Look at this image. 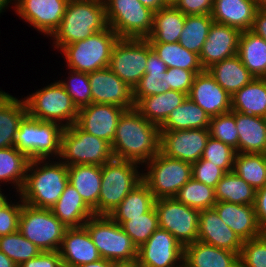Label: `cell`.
Wrapping results in <instances>:
<instances>
[{
	"mask_svg": "<svg viewBox=\"0 0 266 267\" xmlns=\"http://www.w3.org/2000/svg\"><path fill=\"white\" fill-rule=\"evenodd\" d=\"M160 127L134 108L120 116L116 136L111 144L115 159L129 160L143 166L160 152Z\"/></svg>",
	"mask_w": 266,
	"mask_h": 267,
	"instance_id": "cell-1",
	"label": "cell"
},
{
	"mask_svg": "<svg viewBox=\"0 0 266 267\" xmlns=\"http://www.w3.org/2000/svg\"><path fill=\"white\" fill-rule=\"evenodd\" d=\"M68 182V166L59 158L31 160L19 195L30 206L51 209Z\"/></svg>",
	"mask_w": 266,
	"mask_h": 267,
	"instance_id": "cell-2",
	"label": "cell"
},
{
	"mask_svg": "<svg viewBox=\"0 0 266 267\" xmlns=\"http://www.w3.org/2000/svg\"><path fill=\"white\" fill-rule=\"evenodd\" d=\"M107 27L104 0H69L59 28L50 37L53 49L59 51Z\"/></svg>",
	"mask_w": 266,
	"mask_h": 267,
	"instance_id": "cell-3",
	"label": "cell"
},
{
	"mask_svg": "<svg viewBox=\"0 0 266 267\" xmlns=\"http://www.w3.org/2000/svg\"><path fill=\"white\" fill-rule=\"evenodd\" d=\"M139 163L113 158L101 166L97 216H109L129 192L142 181ZM140 169V170H139Z\"/></svg>",
	"mask_w": 266,
	"mask_h": 267,
	"instance_id": "cell-4",
	"label": "cell"
},
{
	"mask_svg": "<svg viewBox=\"0 0 266 267\" xmlns=\"http://www.w3.org/2000/svg\"><path fill=\"white\" fill-rule=\"evenodd\" d=\"M63 127L26 114L19 123L14 146L30 160L58 159Z\"/></svg>",
	"mask_w": 266,
	"mask_h": 267,
	"instance_id": "cell-5",
	"label": "cell"
},
{
	"mask_svg": "<svg viewBox=\"0 0 266 267\" xmlns=\"http://www.w3.org/2000/svg\"><path fill=\"white\" fill-rule=\"evenodd\" d=\"M119 37L109 26L84 40L63 46L60 53L65 56L68 69L90 73L109 67L111 52Z\"/></svg>",
	"mask_w": 266,
	"mask_h": 267,
	"instance_id": "cell-6",
	"label": "cell"
},
{
	"mask_svg": "<svg viewBox=\"0 0 266 267\" xmlns=\"http://www.w3.org/2000/svg\"><path fill=\"white\" fill-rule=\"evenodd\" d=\"M111 144L82 130L76 123L63 128L59 159L72 165L103 166L113 159Z\"/></svg>",
	"mask_w": 266,
	"mask_h": 267,
	"instance_id": "cell-7",
	"label": "cell"
},
{
	"mask_svg": "<svg viewBox=\"0 0 266 267\" xmlns=\"http://www.w3.org/2000/svg\"><path fill=\"white\" fill-rule=\"evenodd\" d=\"M23 99L27 114L33 118L56 122L63 128L77 121L78 109L58 80L32 92Z\"/></svg>",
	"mask_w": 266,
	"mask_h": 267,
	"instance_id": "cell-8",
	"label": "cell"
},
{
	"mask_svg": "<svg viewBox=\"0 0 266 267\" xmlns=\"http://www.w3.org/2000/svg\"><path fill=\"white\" fill-rule=\"evenodd\" d=\"M143 166L142 180L155 199L175 197L192 178L191 163L168 157L161 151Z\"/></svg>",
	"mask_w": 266,
	"mask_h": 267,
	"instance_id": "cell-9",
	"label": "cell"
},
{
	"mask_svg": "<svg viewBox=\"0 0 266 267\" xmlns=\"http://www.w3.org/2000/svg\"><path fill=\"white\" fill-rule=\"evenodd\" d=\"M101 258L112 262L137 260L138 248L122 226L109 216H93L84 224Z\"/></svg>",
	"mask_w": 266,
	"mask_h": 267,
	"instance_id": "cell-10",
	"label": "cell"
},
{
	"mask_svg": "<svg viewBox=\"0 0 266 267\" xmlns=\"http://www.w3.org/2000/svg\"><path fill=\"white\" fill-rule=\"evenodd\" d=\"M66 230L51 209L36 208L23 202L18 231L42 251H58Z\"/></svg>",
	"mask_w": 266,
	"mask_h": 267,
	"instance_id": "cell-11",
	"label": "cell"
},
{
	"mask_svg": "<svg viewBox=\"0 0 266 267\" xmlns=\"http://www.w3.org/2000/svg\"><path fill=\"white\" fill-rule=\"evenodd\" d=\"M107 24L119 38L146 39L154 12L139 0H104Z\"/></svg>",
	"mask_w": 266,
	"mask_h": 267,
	"instance_id": "cell-12",
	"label": "cell"
},
{
	"mask_svg": "<svg viewBox=\"0 0 266 267\" xmlns=\"http://www.w3.org/2000/svg\"><path fill=\"white\" fill-rule=\"evenodd\" d=\"M159 228L170 232L183 246L198 240L200 211L179 202L175 197L155 200Z\"/></svg>",
	"mask_w": 266,
	"mask_h": 267,
	"instance_id": "cell-13",
	"label": "cell"
},
{
	"mask_svg": "<svg viewBox=\"0 0 266 267\" xmlns=\"http://www.w3.org/2000/svg\"><path fill=\"white\" fill-rule=\"evenodd\" d=\"M147 59V39L119 38L113 46L109 68L134 89L145 74Z\"/></svg>",
	"mask_w": 266,
	"mask_h": 267,
	"instance_id": "cell-14",
	"label": "cell"
},
{
	"mask_svg": "<svg viewBox=\"0 0 266 267\" xmlns=\"http://www.w3.org/2000/svg\"><path fill=\"white\" fill-rule=\"evenodd\" d=\"M184 246L167 230L156 231L138 248L141 267H182Z\"/></svg>",
	"mask_w": 266,
	"mask_h": 267,
	"instance_id": "cell-15",
	"label": "cell"
},
{
	"mask_svg": "<svg viewBox=\"0 0 266 267\" xmlns=\"http://www.w3.org/2000/svg\"><path fill=\"white\" fill-rule=\"evenodd\" d=\"M68 3L69 0H14V11L30 27L51 37L59 28Z\"/></svg>",
	"mask_w": 266,
	"mask_h": 267,
	"instance_id": "cell-16",
	"label": "cell"
},
{
	"mask_svg": "<svg viewBox=\"0 0 266 267\" xmlns=\"http://www.w3.org/2000/svg\"><path fill=\"white\" fill-rule=\"evenodd\" d=\"M209 137V129L161 131L160 151L192 164L202 157Z\"/></svg>",
	"mask_w": 266,
	"mask_h": 267,
	"instance_id": "cell-17",
	"label": "cell"
},
{
	"mask_svg": "<svg viewBox=\"0 0 266 267\" xmlns=\"http://www.w3.org/2000/svg\"><path fill=\"white\" fill-rule=\"evenodd\" d=\"M91 86V103L113 104L133 109V89L117 77L109 68H102L88 73Z\"/></svg>",
	"mask_w": 266,
	"mask_h": 267,
	"instance_id": "cell-18",
	"label": "cell"
},
{
	"mask_svg": "<svg viewBox=\"0 0 266 267\" xmlns=\"http://www.w3.org/2000/svg\"><path fill=\"white\" fill-rule=\"evenodd\" d=\"M124 108L113 104L91 103L78 109L76 124L87 133L112 144Z\"/></svg>",
	"mask_w": 266,
	"mask_h": 267,
	"instance_id": "cell-19",
	"label": "cell"
},
{
	"mask_svg": "<svg viewBox=\"0 0 266 267\" xmlns=\"http://www.w3.org/2000/svg\"><path fill=\"white\" fill-rule=\"evenodd\" d=\"M188 97L210 118L231 111V96L207 70L196 74Z\"/></svg>",
	"mask_w": 266,
	"mask_h": 267,
	"instance_id": "cell-20",
	"label": "cell"
},
{
	"mask_svg": "<svg viewBox=\"0 0 266 267\" xmlns=\"http://www.w3.org/2000/svg\"><path fill=\"white\" fill-rule=\"evenodd\" d=\"M241 32L228 25L213 22L199 54L204 70L237 54Z\"/></svg>",
	"mask_w": 266,
	"mask_h": 267,
	"instance_id": "cell-21",
	"label": "cell"
},
{
	"mask_svg": "<svg viewBox=\"0 0 266 267\" xmlns=\"http://www.w3.org/2000/svg\"><path fill=\"white\" fill-rule=\"evenodd\" d=\"M58 252L63 267H78L101 259L85 226L67 228Z\"/></svg>",
	"mask_w": 266,
	"mask_h": 267,
	"instance_id": "cell-22",
	"label": "cell"
},
{
	"mask_svg": "<svg viewBox=\"0 0 266 267\" xmlns=\"http://www.w3.org/2000/svg\"><path fill=\"white\" fill-rule=\"evenodd\" d=\"M198 241L239 254L243 245V241L223 222L214 208L199 213Z\"/></svg>",
	"mask_w": 266,
	"mask_h": 267,
	"instance_id": "cell-23",
	"label": "cell"
},
{
	"mask_svg": "<svg viewBox=\"0 0 266 267\" xmlns=\"http://www.w3.org/2000/svg\"><path fill=\"white\" fill-rule=\"evenodd\" d=\"M213 208L242 241L261 236L254 205L217 202Z\"/></svg>",
	"mask_w": 266,
	"mask_h": 267,
	"instance_id": "cell-24",
	"label": "cell"
},
{
	"mask_svg": "<svg viewBox=\"0 0 266 267\" xmlns=\"http://www.w3.org/2000/svg\"><path fill=\"white\" fill-rule=\"evenodd\" d=\"M257 9L256 0H214L211 17L244 32L251 29Z\"/></svg>",
	"mask_w": 266,
	"mask_h": 267,
	"instance_id": "cell-25",
	"label": "cell"
},
{
	"mask_svg": "<svg viewBox=\"0 0 266 267\" xmlns=\"http://www.w3.org/2000/svg\"><path fill=\"white\" fill-rule=\"evenodd\" d=\"M187 267H240L239 253L196 241L184 246Z\"/></svg>",
	"mask_w": 266,
	"mask_h": 267,
	"instance_id": "cell-26",
	"label": "cell"
},
{
	"mask_svg": "<svg viewBox=\"0 0 266 267\" xmlns=\"http://www.w3.org/2000/svg\"><path fill=\"white\" fill-rule=\"evenodd\" d=\"M51 210L66 228L84 226L87 220L94 216V211L69 182Z\"/></svg>",
	"mask_w": 266,
	"mask_h": 267,
	"instance_id": "cell-27",
	"label": "cell"
},
{
	"mask_svg": "<svg viewBox=\"0 0 266 267\" xmlns=\"http://www.w3.org/2000/svg\"><path fill=\"white\" fill-rule=\"evenodd\" d=\"M238 153L266 154V118L235 111Z\"/></svg>",
	"mask_w": 266,
	"mask_h": 267,
	"instance_id": "cell-28",
	"label": "cell"
},
{
	"mask_svg": "<svg viewBox=\"0 0 266 267\" xmlns=\"http://www.w3.org/2000/svg\"><path fill=\"white\" fill-rule=\"evenodd\" d=\"M186 15L175 6L167 5L154 12L149 43H177L184 27Z\"/></svg>",
	"mask_w": 266,
	"mask_h": 267,
	"instance_id": "cell-29",
	"label": "cell"
},
{
	"mask_svg": "<svg viewBox=\"0 0 266 267\" xmlns=\"http://www.w3.org/2000/svg\"><path fill=\"white\" fill-rule=\"evenodd\" d=\"M69 183L77 190L84 202L97 216L98 197L101 188V166L72 165L68 167Z\"/></svg>",
	"mask_w": 266,
	"mask_h": 267,
	"instance_id": "cell-30",
	"label": "cell"
},
{
	"mask_svg": "<svg viewBox=\"0 0 266 267\" xmlns=\"http://www.w3.org/2000/svg\"><path fill=\"white\" fill-rule=\"evenodd\" d=\"M187 97L188 94L169 90L162 94L140 98L135 103L134 109L148 121L160 126Z\"/></svg>",
	"mask_w": 266,
	"mask_h": 267,
	"instance_id": "cell-31",
	"label": "cell"
},
{
	"mask_svg": "<svg viewBox=\"0 0 266 267\" xmlns=\"http://www.w3.org/2000/svg\"><path fill=\"white\" fill-rule=\"evenodd\" d=\"M206 70L230 96L254 79L237 54L211 65Z\"/></svg>",
	"mask_w": 266,
	"mask_h": 267,
	"instance_id": "cell-32",
	"label": "cell"
},
{
	"mask_svg": "<svg viewBox=\"0 0 266 267\" xmlns=\"http://www.w3.org/2000/svg\"><path fill=\"white\" fill-rule=\"evenodd\" d=\"M21 99L8 92L0 96V149L14 146L19 123L27 114L25 101Z\"/></svg>",
	"mask_w": 266,
	"mask_h": 267,
	"instance_id": "cell-33",
	"label": "cell"
},
{
	"mask_svg": "<svg viewBox=\"0 0 266 267\" xmlns=\"http://www.w3.org/2000/svg\"><path fill=\"white\" fill-rule=\"evenodd\" d=\"M231 110L266 118V78H254L231 96Z\"/></svg>",
	"mask_w": 266,
	"mask_h": 267,
	"instance_id": "cell-34",
	"label": "cell"
},
{
	"mask_svg": "<svg viewBox=\"0 0 266 267\" xmlns=\"http://www.w3.org/2000/svg\"><path fill=\"white\" fill-rule=\"evenodd\" d=\"M237 55L254 78H266V41L262 37L250 30L241 32Z\"/></svg>",
	"mask_w": 266,
	"mask_h": 267,
	"instance_id": "cell-35",
	"label": "cell"
},
{
	"mask_svg": "<svg viewBox=\"0 0 266 267\" xmlns=\"http://www.w3.org/2000/svg\"><path fill=\"white\" fill-rule=\"evenodd\" d=\"M210 117L189 97L159 126L161 131L208 129Z\"/></svg>",
	"mask_w": 266,
	"mask_h": 267,
	"instance_id": "cell-36",
	"label": "cell"
},
{
	"mask_svg": "<svg viewBox=\"0 0 266 267\" xmlns=\"http://www.w3.org/2000/svg\"><path fill=\"white\" fill-rule=\"evenodd\" d=\"M155 197L148 185L142 180L136 185L109 217L122 225L128 217H136L149 212L155 204Z\"/></svg>",
	"mask_w": 266,
	"mask_h": 267,
	"instance_id": "cell-37",
	"label": "cell"
},
{
	"mask_svg": "<svg viewBox=\"0 0 266 267\" xmlns=\"http://www.w3.org/2000/svg\"><path fill=\"white\" fill-rule=\"evenodd\" d=\"M30 161L29 157L15 146L0 149V183L7 186L11 184L10 186L16 189V194H19L25 183Z\"/></svg>",
	"mask_w": 266,
	"mask_h": 267,
	"instance_id": "cell-38",
	"label": "cell"
},
{
	"mask_svg": "<svg viewBox=\"0 0 266 267\" xmlns=\"http://www.w3.org/2000/svg\"><path fill=\"white\" fill-rule=\"evenodd\" d=\"M256 190L234 171L226 172L215 188L217 202L254 205Z\"/></svg>",
	"mask_w": 266,
	"mask_h": 267,
	"instance_id": "cell-39",
	"label": "cell"
},
{
	"mask_svg": "<svg viewBox=\"0 0 266 267\" xmlns=\"http://www.w3.org/2000/svg\"><path fill=\"white\" fill-rule=\"evenodd\" d=\"M157 56L168 68H181L195 74L204 71L198 54L188 51L177 43H149Z\"/></svg>",
	"mask_w": 266,
	"mask_h": 267,
	"instance_id": "cell-40",
	"label": "cell"
},
{
	"mask_svg": "<svg viewBox=\"0 0 266 267\" xmlns=\"http://www.w3.org/2000/svg\"><path fill=\"white\" fill-rule=\"evenodd\" d=\"M233 171L256 191L266 186V154L236 153Z\"/></svg>",
	"mask_w": 266,
	"mask_h": 267,
	"instance_id": "cell-41",
	"label": "cell"
},
{
	"mask_svg": "<svg viewBox=\"0 0 266 267\" xmlns=\"http://www.w3.org/2000/svg\"><path fill=\"white\" fill-rule=\"evenodd\" d=\"M214 20L209 15H186L179 43L195 54H200Z\"/></svg>",
	"mask_w": 266,
	"mask_h": 267,
	"instance_id": "cell-42",
	"label": "cell"
},
{
	"mask_svg": "<svg viewBox=\"0 0 266 267\" xmlns=\"http://www.w3.org/2000/svg\"><path fill=\"white\" fill-rule=\"evenodd\" d=\"M175 198L198 211L213 208L217 203L215 188L195 180L193 177L179 189Z\"/></svg>",
	"mask_w": 266,
	"mask_h": 267,
	"instance_id": "cell-43",
	"label": "cell"
},
{
	"mask_svg": "<svg viewBox=\"0 0 266 267\" xmlns=\"http://www.w3.org/2000/svg\"><path fill=\"white\" fill-rule=\"evenodd\" d=\"M0 251L6 254L18 267L42 252L19 231L0 237Z\"/></svg>",
	"mask_w": 266,
	"mask_h": 267,
	"instance_id": "cell-44",
	"label": "cell"
},
{
	"mask_svg": "<svg viewBox=\"0 0 266 267\" xmlns=\"http://www.w3.org/2000/svg\"><path fill=\"white\" fill-rule=\"evenodd\" d=\"M121 226L136 247L139 248L159 228L155 207L140 216L128 217V220Z\"/></svg>",
	"mask_w": 266,
	"mask_h": 267,
	"instance_id": "cell-45",
	"label": "cell"
},
{
	"mask_svg": "<svg viewBox=\"0 0 266 267\" xmlns=\"http://www.w3.org/2000/svg\"><path fill=\"white\" fill-rule=\"evenodd\" d=\"M68 71V77L65 80H58V82L64 87L77 109L90 105L91 86L88 73L71 69Z\"/></svg>",
	"mask_w": 266,
	"mask_h": 267,
	"instance_id": "cell-46",
	"label": "cell"
},
{
	"mask_svg": "<svg viewBox=\"0 0 266 267\" xmlns=\"http://www.w3.org/2000/svg\"><path fill=\"white\" fill-rule=\"evenodd\" d=\"M209 135L226 145H229L238 153V130L235 122V111H230L210 118Z\"/></svg>",
	"mask_w": 266,
	"mask_h": 267,
	"instance_id": "cell-47",
	"label": "cell"
},
{
	"mask_svg": "<svg viewBox=\"0 0 266 267\" xmlns=\"http://www.w3.org/2000/svg\"><path fill=\"white\" fill-rule=\"evenodd\" d=\"M169 90L167 70H150L145 72L133 89V99L136 103L140 98L162 94Z\"/></svg>",
	"mask_w": 266,
	"mask_h": 267,
	"instance_id": "cell-48",
	"label": "cell"
},
{
	"mask_svg": "<svg viewBox=\"0 0 266 267\" xmlns=\"http://www.w3.org/2000/svg\"><path fill=\"white\" fill-rule=\"evenodd\" d=\"M236 150L223 142L209 137L201 159L208 160L222 168L225 172L233 171Z\"/></svg>",
	"mask_w": 266,
	"mask_h": 267,
	"instance_id": "cell-49",
	"label": "cell"
},
{
	"mask_svg": "<svg viewBox=\"0 0 266 267\" xmlns=\"http://www.w3.org/2000/svg\"><path fill=\"white\" fill-rule=\"evenodd\" d=\"M239 262L240 267H266V240L259 236L243 241Z\"/></svg>",
	"mask_w": 266,
	"mask_h": 267,
	"instance_id": "cell-50",
	"label": "cell"
},
{
	"mask_svg": "<svg viewBox=\"0 0 266 267\" xmlns=\"http://www.w3.org/2000/svg\"><path fill=\"white\" fill-rule=\"evenodd\" d=\"M191 165L192 177L195 180L213 188H216L217 183L226 173L216 164H213L212 162L201 158L197 162L192 163Z\"/></svg>",
	"mask_w": 266,
	"mask_h": 267,
	"instance_id": "cell-51",
	"label": "cell"
},
{
	"mask_svg": "<svg viewBox=\"0 0 266 267\" xmlns=\"http://www.w3.org/2000/svg\"><path fill=\"white\" fill-rule=\"evenodd\" d=\"M15 196H19V201H8L0 208V237L18 231L19 217L23 201L19 194H15Z\"/></svg>",
	"mask_w": 266,
	"mask_h": 267,
	"instance_id": "cell-52",
	"label": "cell"
},
{
	"mask_svg": "<svg viewBox=\"0 0 266 267\" xmlns=\"http://www.w3.org/2000/svg\"><path fill=\"white\" fill-rule=\"evenodd\" d=\"M168 86L170 90L189 94L196 74L193 71L181 68H168Z\"/></svg>",
	"mask_w": 266,
	"mask_h": 267,
	"instance_id": "cell-53",
	"label": "cell"
},
{
	"mask_svg": "<svg viewBox=\"0 0 266 267\" xmlns=\"http://www.w3.org/2000/svg\"><path fill=\"white\" fill-rule=\"evenodd\" d=\"M214 0H179L175 7L185 15H209Z\"/></svg>",
	"mask_w": 266,
	"mask_h": 267,
	"instance_id": "cell-54",
	"label": "cell"
},
{
	"mask_svg": "<svg viewBox=\"0 0 266 267\" xmlns=\"http://www.w3.org/2000/svg\"><path fill=\"white\" fill-rule=\"evenodd\" d=\"M19 267H63V265L58 251H42Z\"/></svg>",
	"mask_w": 266,
	"mask_h": 267,
	"instance_id": "cell-55",
	"label": "cell"
},
{
	"mask_svg": "<svg viewBox=\"0 0 266 267\" xmlns=\"http://www.w3.org/2000/svg\"><path fill=\"white\" fill-rule=\"evenodd\" d=\"M254 210L260 229L266 226V186L256 191Z\"/></svg>",
	"mask_w": 266,
	"mask_h": 267,
	"instance_id": "cell-56",
	"label": "cell"
},
{
	"mask_svg": "<svg viewBox=\"0 0 266 267\" xmlns=\"http://www.w3.org/2000/svg\"><path fill=\"white\" fill-rule=\"evenodd\" d=\"M250 31L266 41V10L257 9Z\"/></svg>",
	"mask_w": 266,
	"mask_h": 267,
	"instance_id": "cell-57",
	"label": "cell"
},
{
	"mask_svg": "<svg viewBox=\"0 0 266 267\" xmlns=\"http://www.w3.org/2000/svg\"><path fill=\"white\" fill-rule=\"evenodd\" d=\"M166 64L157 56L148 41V59L145 68V72L150 70H167Z\"/></svg>",
	"mask_w": 266,
	"mask_h": 267,
	"instance_id": "cell-58",
	"label": "cell"
},
{
	"mask_svg": "<svg viewBox=\"0 0 266 267\" xmlns=\"http://www.w3.org/2000/svg\"><path fill=\"white\" fill-rule=\"evenodd\" d=\"M145 7L151 9L153 12L167 6L164 0H139Z\"/></svg>",
	"mask_w": 266,
	"mask_h": 267,
	"instance_id": "cell-59",
	"label": "cell"
},
{
	"mask_svg": "<svg viewBox=\"0 0 266 267\" xmlns=\"http://www.w3.org/2000/svg\"><path fill=\"white\" fill-rule=\"evenodd\" d=\"M78 267H113V262L110 260L101 258L100 260L96 262L87 263L84 265H80Z\"/></svg>",
	"mask_w": 266,
	"mask_h": 267,
	"instance_id": "cell-60",
	"label": "cell"
},
{
	"mask_svg": "<svg viewBox=\"0 0 266 267\" xmlns=\"http://www.w3.org/2000/svg\"><path fill=\"white\" fill-rule=\"evenodd\" d=\"M0 267H18L6 254L0 251Z\"/></svg>",
	"mask_w": 266,
	"mask_h": 267,
	"instance_id": "cell-61",
	"label": "cell"
},
{
	"mask_svg": "<svg viewBox=\"0 0 266 267\" xmlns=\"http://www.w3.org/2000/svg\"><path fill=\"white\" fill-rule=\"evenodd\" d=\"M113 267H141L138 260L130 262H113Z\"/></svg>",
	"mask_w": 266,
	"mask_h": 267,
	"instance_id": "cell-62",
	"label": "cell"
},
{
	"mask_svg": "<svg viewBox=\"0 0 266 267\" xmlns=\"http://www.w3.org/2000/svg\"><path fill=\"white\" fill-rule=\"evenodd\" d=\"M11 4H12V6L14 5V0H0V14L2 12L6 11L5 9H7L8 7H11L14 9V6L13 7L9 6Z\"/></svg>",
	"mask_w": 266,
	"mask_h": 267,
	"instance_id": "cell-63",
	"label": "cell"
},
{
	"mask_svg": "<svg viewBox=\"0 0 266 267\" xmlns=\"http://www.w3.org/2000/svg\"><path fill=\"white\" fill-rule=\"evenodd\" d=\"M2 189H1V187H0V208L2 207V206H4L8 201H10L9 199H8V195H4L5 193H2V191H1Z\"/></svg>",
	"mask_w": 266,
	"mask_h": 267,
	"instance_id": "cell-64",
	"label": "cell"
},
{
	"mask_svg": "<svg viewBox=\"0 0 266 267\" xmlns=\"http://www.w3.org/2000/svg\"><path fill=\"white\" fill-rule=\"evenodd\" d=\"M257 8L266 10V0H256Z\"/></svg>",
	"mask_w": 266,
	"mask_h": 267,
	"instance_id": "cell-65",
	"label": "cell"
},
{
	"mask_svg": "<svg viewBox=\"0 0 266 267\" xmlns=\"http://www.w3.org/2000/svg\"><path fill=\"white\" fill-rule=\"evenodd\" d=\"M179 0H164L166 5L175 6Z\"/></svg>",
	"mask_w": 266,
	"mask_h": 267,
	"instance_id": "cell-66",
	"label": "cell"
},
{
	"mask_svg": "<svg viewBox=\"0 0 266 267\" xmlns=\"http://www.w3.org/2000/svg\"><path fill=\"white\" fill-rule=\"evenodd\" d=\"M261 236L266 240V226L261 229Z\"/></svg>",
	"mask_w": 266,
	"mask_h": 267,
	"instance_id": "cell-67",
	"label": "cell"
},
{
	"mask_svg": "<svg viewBox=\"0 0 266 267\" xmlns=\"http://www.w3.org/2000/svg\"><path fill=\"white\" fill-rule=\"evenodd\" d=\"M3 93H4V91L0 89V96H1Z\"/></svg>",
	"mask_w": 266,
	"mask_h": 267,
	"instance_id": "cell-68",
	"label": "cell"
}]
</instances>
